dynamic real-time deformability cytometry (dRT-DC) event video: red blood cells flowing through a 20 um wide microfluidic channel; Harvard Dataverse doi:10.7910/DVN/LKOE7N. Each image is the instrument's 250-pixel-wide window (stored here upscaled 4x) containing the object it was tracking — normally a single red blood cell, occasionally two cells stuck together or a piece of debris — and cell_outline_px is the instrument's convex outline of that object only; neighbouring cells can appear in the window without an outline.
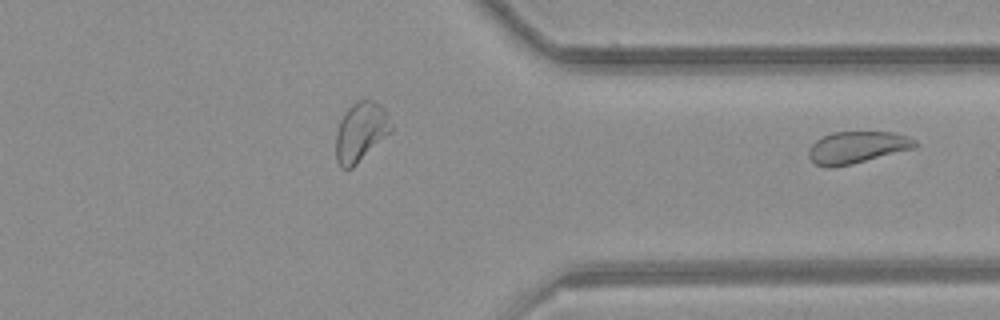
{"species": "common noctule bat (a hibernating species)", "species_latin": "Nyctalus noctula", "temperature_condition": "room temperature", "stored_images_in_passage": 29, "segment_of_instrument_passage": [2, 2], "camera_frame_rate_fps": 3000, "um_per_image_px": 0.085, "animal": {"sex": "female", "body_mass_g": 21.9}, "frame": {"image": 1, "passage_image": 29, "time_ms": 9.333, "image_size_px": [1000, 320], "cell_outline_px": [[920, 144], [916, 148], [852, 164], [832, 168], [828, 168], [816, 164], [808, 156], [808, 148], [816, 140], [832, 132], [892, 132], [908, 136], [916, 140]], "centroid_in_image_um": [72.88, 12.53], "position_along_channel_um": 338.5, "area_um2": 20.0}}